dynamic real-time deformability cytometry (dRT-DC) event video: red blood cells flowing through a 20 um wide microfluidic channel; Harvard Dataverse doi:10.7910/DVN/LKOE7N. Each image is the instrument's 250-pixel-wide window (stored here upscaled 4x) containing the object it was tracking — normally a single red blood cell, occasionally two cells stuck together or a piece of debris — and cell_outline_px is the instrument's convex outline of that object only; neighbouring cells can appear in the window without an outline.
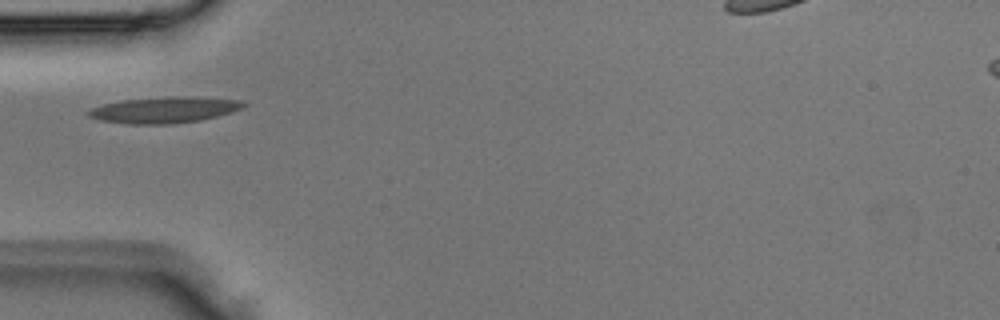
{"species": "Egyptian fruit bat (a non-hibernating species)", "species_latin": "Rousettus aegyptiacus", "temperature_condition": "room temperature", "stored_images_in_passage": 1, "camera_frame_rate_fps": 3000, "um_per_image_px": 0.085, "animal": {"sex": "male"}, "frame": {"image": 1, "passage_image": 1, "time_ms": 0.0, "image_size_px": [1000, 320], "cell_outline_px": [[248, 104], [232, 112], [200, 120], [172, 124], [128, 124], [100, 120], [88, 116], [84, 112], [92, 108], [104, 104], [124, 100], [168, 96], [192, 96], [244, 100]], "centroid_in_image_um": [13.98, 9.33], "position_along_channel_um": 71.0, "area_um2": 23.76}}